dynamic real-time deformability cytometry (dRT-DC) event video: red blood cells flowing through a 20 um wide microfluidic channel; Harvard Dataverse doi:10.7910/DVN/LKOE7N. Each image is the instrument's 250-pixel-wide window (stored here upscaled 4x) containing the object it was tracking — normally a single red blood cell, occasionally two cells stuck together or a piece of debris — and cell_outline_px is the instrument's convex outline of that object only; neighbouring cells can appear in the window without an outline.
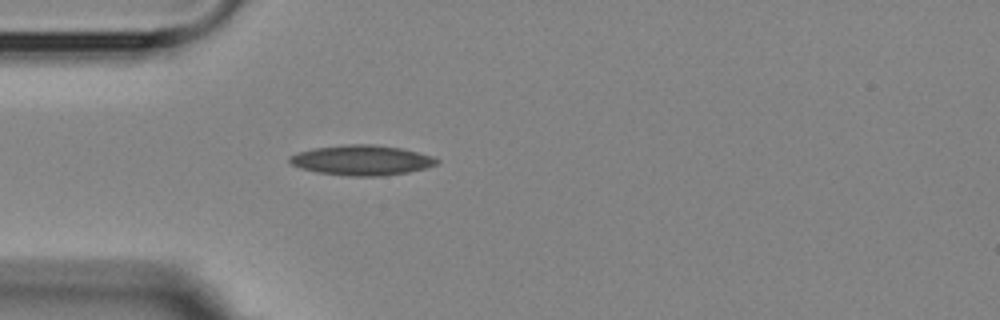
{"species": "Egyptian fruit bat (a non-hibernating species)", "species_latin": "Rousettus aegyptiacus", "temperature_condition": "room temperature", "stored_images_in_passage": 4, "camera_frame_rate_fps": 3000, "um_per_image_px": 0.085, "animal": {"sex": "female"}, "frame": {"image": 1, "passage_image": 4, "time_ms": 3.667, "image_size_px": [1000, 320], "cell_outline_px": [[440, 160], [436, 164], [424, 168], [408, 172], [384, 176], [348, 176], [316, 172], [300, 168], [292, 164], [288, 160], [288, 156], [296, 152], [312, 148], [348, 144], [372, 144], [400, 148], [432, 156]], "centroid_in_image_um": [30.69, 13.62], "position_along_channel_um": 54.3, "area_um2": 25.84}}